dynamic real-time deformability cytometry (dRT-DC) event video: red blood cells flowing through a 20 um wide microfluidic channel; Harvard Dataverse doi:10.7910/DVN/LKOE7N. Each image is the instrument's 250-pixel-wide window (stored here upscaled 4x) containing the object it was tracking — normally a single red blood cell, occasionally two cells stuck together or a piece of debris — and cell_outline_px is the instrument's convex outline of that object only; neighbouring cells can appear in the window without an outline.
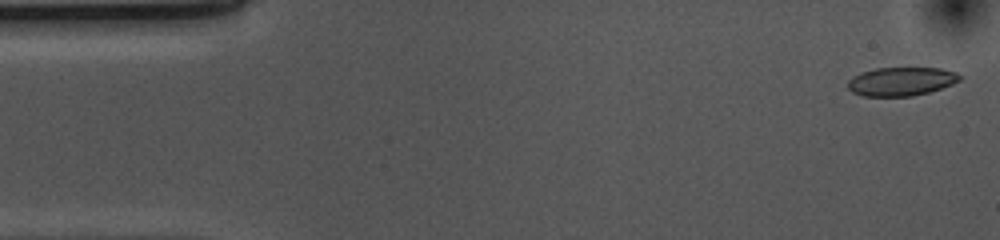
{"species": "common noctule bat (a hibernating species)", "species_latin": "Nyctalus noctula", "temperature_condition": "cold", "stored_images_in_passage": 52, "camera_frame_rate_fps": 3000, "um_per_image_px": 0.085, "animal": {"sex": "female", "body_mass_g": 10.0, "forearm_length_mm": 53.1}, "frame": {"image": 1, "passage_image": 1, "time_ms": 0.0, "image_size_px": [1000, 240], "cell_outline_px": [[960, 80], [952, 84], [928, 92], [912, 96], [864, 96], [852, 92], [848, 88], [848, 80], [852, 76], [860, 72], [876, 68], [940, 68], [956, 72], [960, 76]], "centroid_in_image_um": [76.56, 6.92], "position_along_channel_um": 8.4, "area_um2": 18.61}}
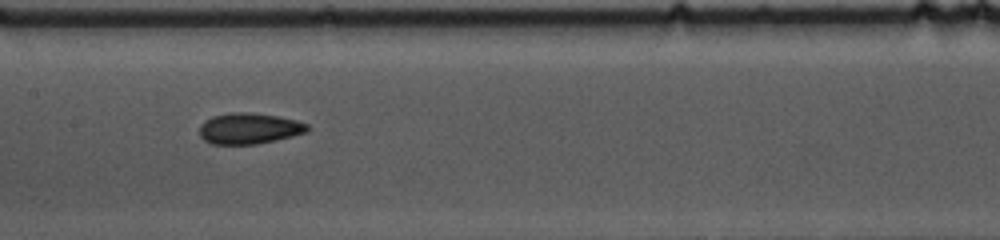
{"frame": {"image": 2, "passage_image": 24, "time_ms": 7.667, "image_size_px": [1000, 240], "cell_outline_px": [[308, 132], [276, 140], [256, 144], [212, 144], [204, 140], [200, 136], [200, 124], [204, 120], [212, 116], [236, 112], [248, 112], [276, 116], [296, 120], [308, 124]], "centroid_in_image_um": [21.16, 10.92], "position_along_channel_um": 186.2, "area_um2": 19.42}}
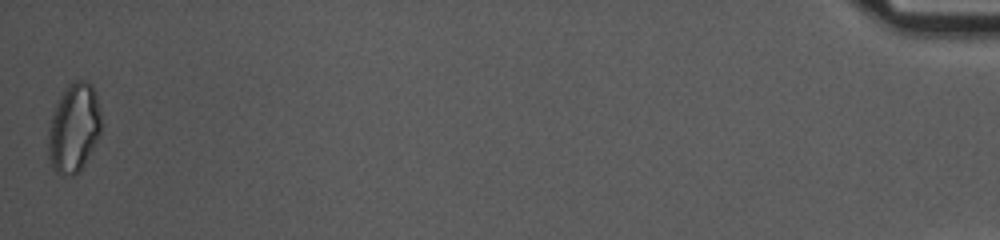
{"frame": {"image": 3, "passage_image": 52, "time_ms": 17.0, "image_size_px": [1000, 240], "cell_outline_px": [[100, 132], [80, 172], [72, 176], [60, 176], [52, 168], [48, 156], [48, 128], [56, 104], [64, 88], [72, 80], [84, 80], [92, 84], [96, 92], [100, 112]], "centroid_in_image_um": [6.26, 10.88], "position_along_channel_um": 428.9, "area_um2": 27.63}, "authors_computed_cell_mechanics": {"area_um2": 19.4208, "velocity_mm_per_s": 3.6887, "shape_relaxation_time_tau1_ms": 8.036, "shape_relaxation_time_tau2_ms": 3.4231, "deformation_change_tau1": 0.1432, "deformation_change_tau2": 0.0871}}